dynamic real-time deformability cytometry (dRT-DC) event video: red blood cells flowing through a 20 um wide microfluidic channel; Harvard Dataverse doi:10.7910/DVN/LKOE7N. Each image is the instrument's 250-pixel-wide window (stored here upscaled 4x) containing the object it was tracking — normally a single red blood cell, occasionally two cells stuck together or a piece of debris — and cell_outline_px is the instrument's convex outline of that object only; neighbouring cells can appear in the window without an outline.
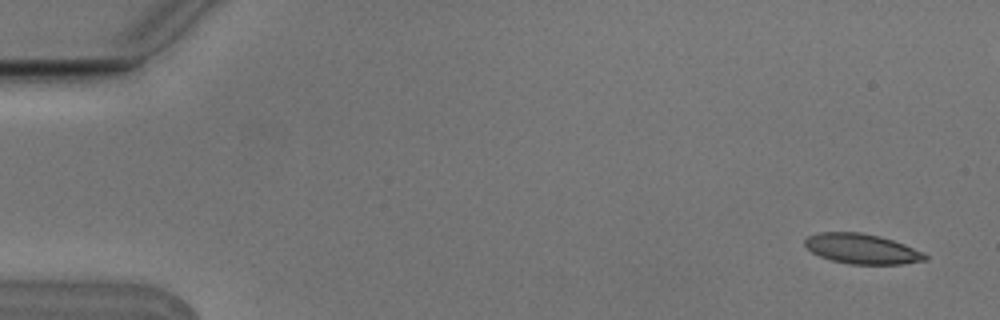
{"species": "Egyptian fruit bat (a non-hibernating species)", "species_latin": "Rousettus aegyptiacus", "temperature_condition": "cold", "stored_images_in_passage": 4, "camera_frame_rate_fps": 3000, "um_per_image_px": 0.085, "animal": {"sex": "male"}, "frame": {"image": 1, "passage_image": 1, "time_ms": 0.0, "image_size_px": [1000, 320], "cell_outline_px": [[928, 260], [900, 264], [848, 264], [832, 260], [820, 256], [812, 252], [804, 244], [804, 240], [808, 236], [820, 232], [860, 232], [880, 236], [904, 244], [924, 252], [928, 256]], "centroid_in_image_um": [73.28, 21.15], "position_along_channel_um": 11.7, "area_um2": 21.04}}